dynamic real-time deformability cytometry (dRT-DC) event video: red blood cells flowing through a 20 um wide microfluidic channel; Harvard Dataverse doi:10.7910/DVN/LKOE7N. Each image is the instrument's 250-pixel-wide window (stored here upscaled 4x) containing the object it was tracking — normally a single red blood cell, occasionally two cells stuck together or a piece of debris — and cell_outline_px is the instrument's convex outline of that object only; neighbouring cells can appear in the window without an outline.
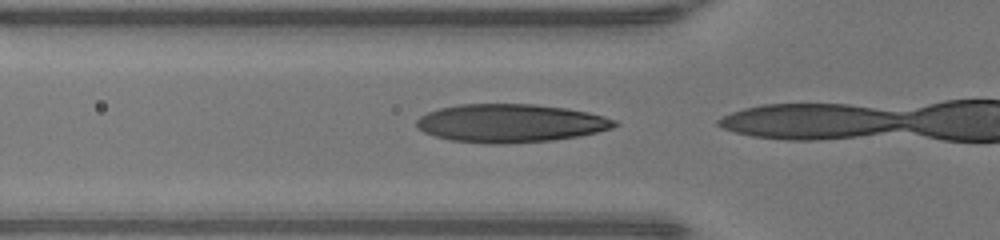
{"species": "human", "species_latin": "Homo sapiens", "temperature_condition": "warm", "stored_images_in_passage": 10, "camera_frame_rate_fps": 3000, "um_per_image_px": 0.085, "donor": {"sex": "male"}, "frame": {"image": 1, "passage_image": 9, "time_ms": 2.667, "image_size_px": [1000, 240], "cell_outline_px": [[620, 124], [612, 128], [580, 136], [552, 140], [504, 144], [488, 144], [452, 140], [436, 136], [424, 132], [416, 124], [416, 120], [420, 116], [428, 112], [440, 108], [460, 104], [536, 104], [564, 108], [588, 112], [604, 116], [616, 120]], "centroid_in_image_um": [43.41, 10.47], "position_along_channel_um": 82.4, "area_um2": 44.1}}